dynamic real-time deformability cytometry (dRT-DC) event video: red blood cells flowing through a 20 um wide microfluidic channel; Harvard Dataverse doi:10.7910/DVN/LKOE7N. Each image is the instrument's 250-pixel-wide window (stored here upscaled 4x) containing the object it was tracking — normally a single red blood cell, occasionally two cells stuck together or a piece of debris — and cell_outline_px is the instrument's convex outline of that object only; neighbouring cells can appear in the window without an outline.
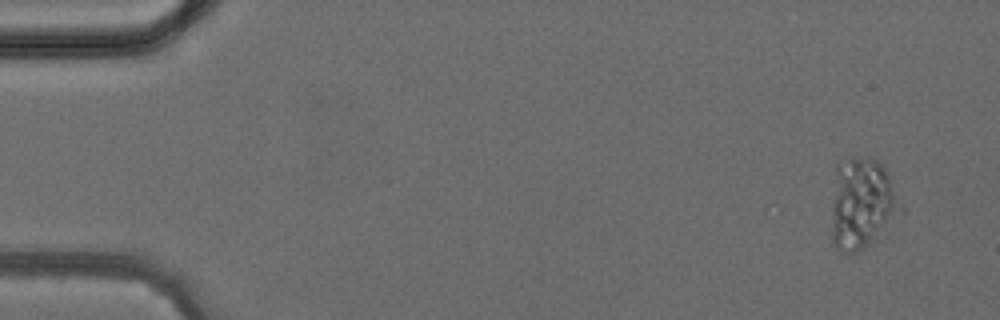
{"species": "common noctule bat (a hibernating species)", "species_latin": "Nyctalus noctula", "temperature_condition": "cold", "stored_images_in_passage": 3, "camera_frame_rate_fps": 3000, "um_per_image_px": 0.085, "animal": {"sex": "female", "body_mass_g": 24.6, "forearm_length_mm": 56.2}, "frame": {"image": 1, "passage_image": 1, "time_ms": 0.0, "image_size_px": [1000, 320], "cell_outline_px": [[904, 212], [868, 244], [856, 252], [844, 252], [836, 248], [832, 244], [832, 208], [836, 164], [848, 156], [872, 156], [884, 168], [904, 208]], "centroid_in_image_um": [73.26, 17.25], "position_along_channel_um": 11.7, "area_um2": 36.7}}